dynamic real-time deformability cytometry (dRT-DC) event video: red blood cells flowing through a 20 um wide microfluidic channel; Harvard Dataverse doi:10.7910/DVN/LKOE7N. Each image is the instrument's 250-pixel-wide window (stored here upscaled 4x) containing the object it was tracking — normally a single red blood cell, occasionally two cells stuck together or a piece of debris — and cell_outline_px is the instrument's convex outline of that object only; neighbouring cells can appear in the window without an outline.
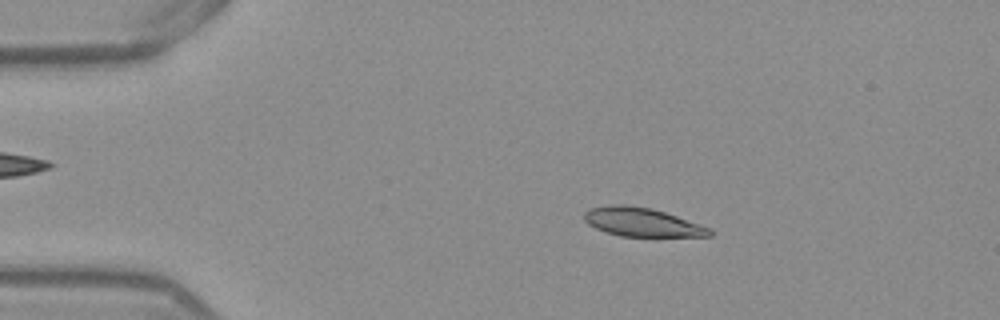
{"species": "Egyptian fruit bat (a non-hibernating species)", "species_latin": "Rousettus aegyptiacus", "temperature_condition": "warm", "stored_images_in_passage": 15, "camera_frame_rate_fps": 3000, "um_per_image_px": 0.085, "frame": {"image": 1, "passage_image": 9, "time_ms": 2.667, "image_size_px": [1000, 320], "cell_outline_px": [[712, 236], [620, 236], [596, 228], [588, 224], [584, 220], [584, 212], [588, 208], [612, 204], [624, 204], [652, 208], [712, 228]], "centroid_in_image_um": [54.55, 18.87], "position_along_channel_um": 30.5, "area_um2": 20.92}}